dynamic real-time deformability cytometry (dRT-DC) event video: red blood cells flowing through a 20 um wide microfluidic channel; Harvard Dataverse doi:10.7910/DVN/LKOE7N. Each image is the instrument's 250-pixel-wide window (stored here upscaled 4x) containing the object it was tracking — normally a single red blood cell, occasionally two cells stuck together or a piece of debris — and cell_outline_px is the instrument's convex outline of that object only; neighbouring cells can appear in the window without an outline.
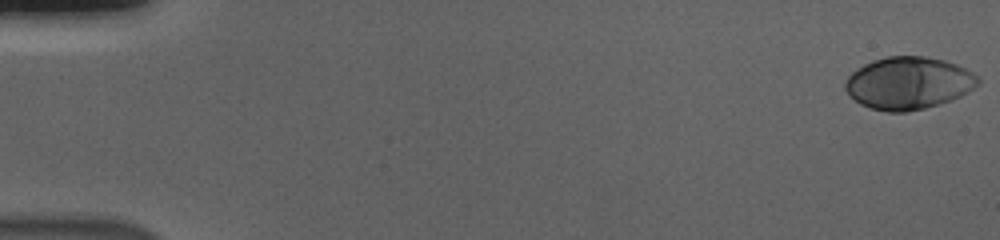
{"species": "human", "species_latin": "Homo sapiens", "temperature_condition": "cold", "stored_images_in_passage": 56, "camera_frame_rate_fps": 3000, "um_per_image_px": 0.085, "donor": {"sex": "male"}, "frame": {"image": 1, "passage_image": 1, "time_ms": 0.0, "image_size_px": [1000, 240], "cell_outline_px": [[980, 84], [960, 96], [952, 100], [924, 108], [904, 112], [888, 112], [872, 108], [860, 104], [848, 96], [844, 88], [844, 84], [848, 76], [856, 68], [872, 60], [888, 56], [924, 56], [944, 60], [956, 64], [972, 72], [980, 80]], "centroid_in_image_um": [77.19, 7.06], "position_along_channel_um": 7.8, "area_um2": 40.63}}
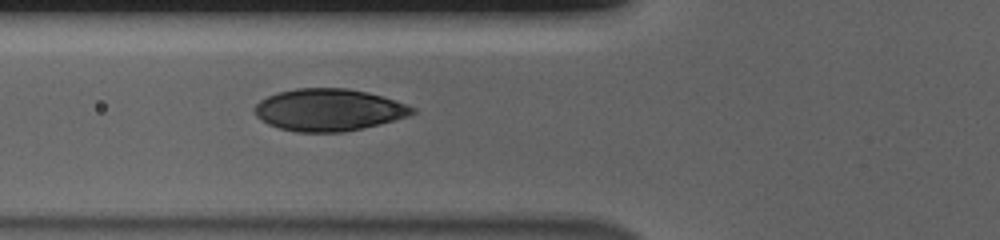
{"frame": {"image": 2, "passage_image": 22, "time_ms": 7.0, "image_size_px": [1000, 240], "cell_outline_px": [[416, 112], [408, 116], [344, 132], [296, 132], [280, 128], [268, 124], [260, 120], [256, 116], [252, 108], [260, 100], [276, 92], [296, 88], [348, 88], [368, 92], [384, 96], [396, 100], [416, 108]], "centroid_in_image_um": [27.91, 9.32], "position_along_channel_um": 97.9, "area_um2": 38.78}}
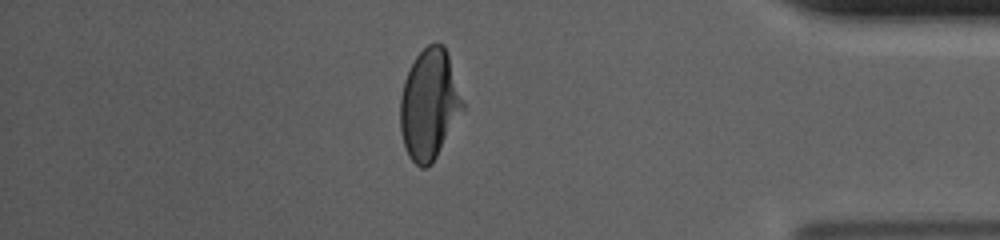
{"frame": {"image": 3, "passage_image": 49, "time_ms": 16.0, "image_size_px": [1000, 240], "cell_outline_px": [[464, 108], [432, 164], [424, 168], [420, 168], [408, 156], [404, 144], [400, 128], [400, 96], [404, 80], [416, 56], [428, 44], [444, 44], [464, 104]], "centroid_in_image_um": [36.47, 8.9], "position_along_channel_um": 398.7, "area_um2": 39.65}, "authors_computed_cell_mechanics": {"area_um2": 39.8242, "velocity_mm_per_s": 3.6767, "shape_relaxation_time_tau1_ms": 3.4327, "shape_relaxation_time_tau2_ms": null, "deformation_change_tau1": 0.1634, "deformation_change_tau2": null}}